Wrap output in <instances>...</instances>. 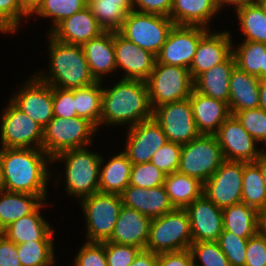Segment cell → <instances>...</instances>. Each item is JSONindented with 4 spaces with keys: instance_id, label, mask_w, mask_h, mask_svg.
<instances>
[{
    "instance_id": "obj_1",
    "label": "cell",
    "mask_w": 266,
    "mask_h": 266,
    "mask_svg": "<svg viewBox=\"0 0 266 266\" xmlns=\"http://www.w3.org/2000/svg\"><path fill=\"white\" fill-rule=\"evenodd\" d=\"M52 159L34 148H0L1 189L9 192L47 195Z\"/></svg>"
},
{
    "instance_id": "obj_2",
    "label": "cell",
    "mask_w": 266,
    "mask_h": 266,
    "mask_svg": "<svg viewBox=\"0 0 266 266\" xmlns=\"http://www.w3.org/2000/svg\"><path fill=\"white\" fill-rule=\"evenodd\" d=\"M152 117L146 81L121 78L113 87L103 88L100 127H131Z\"/></svg>"
},
{
    "instance_id": "obj_3",
    "label": "cell",
    "mask_w": 266,
    "mask_h": 266,
    "mask_svg": "<svg viewBox=\"0 0 266 266\" xmlns=\"http://www.w3.org/2000/svg\"><path fill=\"white\" fill-rule=\"evenodd\" d=\"M49 72L35 75L52 87L82 88L97 82L92 76L82 45L60 42L49 35Z\"/></svg>"
},
{
    "instance_id": "obj_4",
    "label": "cell",
    "mask_w": 266,
    "mask_h": 266,
    "mask_svg": "<svg viewBox=\"0 0 266 266\" xmlns=\"http://www.w3.org/2000/svg\"><path fill=\"white\" fill-rule=\"evenodd\" d=\"M65 163L66 191L70 196L82 198L99 192L101 155L87 147L71 149L57 154L52 162Z\"/></svg>"
},
{
    "instance_id": "obj_5",
    "label": "cell",
    "mask_w": 266,
    "mask_h": 266,
    "mask_svg": "<svg viewBox=\"0 0 266 266\" xmlns=\"http://www.w3.org/2000/svg\"><path fill=\"white\" fill-rule=\"evenodd\" d=\"M97 130L83 117H53L43 130L42 150L52 159L64 151L87 147Z\"/></svg>"
},
{
    "instance_id": "obj_6",
    "label": "cell",
    "mask_w": 266,
    "mask_h": 266,
    "mask_svg": "<svg viewBox=\"0 0 266 266\" xmlns=\"http://www.w3.org/2000/svg\"><path fill=\"white\" fill-rule=\"evenodd\" d=\"M192 242L190 219L186 209L174 208L151 220L145 250L157 254L178 252L189 249Z\"/></svg>"
},
{
    "instance_id": "obj_7",
    "label": "cell",
    "mask_w": 266,
    "mask_h": 266,
    "mask_svg": "<svg viewBox=\"0 0 266 266\" xmlns=\"http://www.w3.org/2000/svg\"><path fill=\"white\" fill-rule=\"evenodd\" d=\"M146 84L152 110L166 103L188 99L194 89L189 69L157 62Z\"/></svg>"
},
{
    "instance_id": "obj_8",
    "label": "cell",
    "mask_w": 266,
    "mask_h": 266,
    "mask_svg": "<svg viewBox=\"0 0 266 266\" xmlns=\"http://www.w3.org/2000/svg\"><path fill=\"white\" fill-rule=\"evenodd\" d=\"M86 221V242L107 241L114 230L123 205L118 194L94 193L79 201Z\"/></svg>"
},
{
    "instance_id": "obj_9",
    "label": "cell",
    "mask_w": 266,
    "mask_h": 266,
    "mask_svg": "<svg viewBox=\"0 0 266 266\" xmlns=\"http://www.w3.org/2000/svg\"><path fill=\"white\" fill-rule=\"evenodd\" d=\"M174 25L170 17L131 10L118 32L127 40L157 55Z\"/></svg>"
},
{
    "instance_id": "obj_10",
    "label": "cell",
    "mask_w": 266,
    "mask_h": 266,
    "mask_svg": "<svg viewBox=\"0 0 266 266\" xmlns=\"http://www.w3.org/2000/svg\"><path fill=\"white\" fill-rule=\"evenodd\" d=\"M224 157L215 135H200L183 144L178 172L205 183L220 167Z\"/></svg>"
},
{
    "instance_id": "obj_11",
    "label": "cell",
    "mask_w": 266,
    "mask_h": 266,
    "mask_svg": "<svg viewBox=\"0 0 266 266\" xmlns=\"http://www.w3.org/2000/svg\"><path fill=\"white\" fill-rule=\"evenodd\" d=\"M3 109L0 124V148L42 149L43 128L11 101Z\"/></svg>"
},
{
    "instance_id": "obj_12",
    "label": "cell",
    "mask_w": 266,
    "mask_h": 266,
    "mask_svg": "<svg viewBox=\"0 0 266 266\" xmlns=\"http://www.w3.org/2000/svg\"><path fill=\"white\" fill-rule=\"evenodd\" d=\"M243 171L244 162L224 160L204 183L203 194L220 209L242 202Z\"/></svg>"
},
{
    "instance_id": "obj_13",
    "label": "cell",
    "mask_w": 266,
    "mask_h": 266,
    "mask_svg": "<svg viewBox=\"0 0 266 266\" xmlns=\"http://www.w3.org/2000/svg\"><path fill=\"white\" fill-rule=\"evenodd\" d=\"M153 118L160 124L168 141L183 145L201 135L196 127L189 98L156 107Z\"/></svg>"
},
{
    "instance_id": "obj_14",
    "label": "cell",
    "mask_w": 266,
    "mask_h": 266,
    "mask_svg": "<svg viewBox=\"0 0 266 266\" xmlns=\"http://www.w3.org/2000/svg\"><path fill=\"white\" fill-rule=\"evenodd\" d=\"M209 30L199 26L174 25L156 55V62L189 69L200 39Z\"/></svg>"
},
{
    "instance_id": "obj_15",
    "label": "cell",
    "mask_w": 266,
    "mask_h": 266,
    "mask_svg": "<svg viewBox=\"0 0 266 266\" xmlns=\"http://www.w3.org/2000/svg\"><path fill=\"white\" fill-rule=\"evenodd\" d=\"M20 88L10 101L44 129L54 117L53 87L34 74Z\"/></svg>"
},
{
    "instance_id": "obj_16",
    "label": "cell",
    "mask_w": 266,
    "mask_h": 266,
    "mask_svg": "<svg viewBox=\"0 0 266 266\" xmlns=\"http://www.w3.org/2000/svg\"><path fill=\"white\" fill-rule=\"evenodd\" d=\"M127 128L123 151L132 165L150 162L152 156L168 142L163 129L153 117Z\"/></svg>"
},
{
    "instance_id": "obj_17",
    "label": "cell",
    "mask_w": 266,
    "mask_h": 266,
    "mask_svg": "<svg viewBox=\"0 0 266 266\" xmlns=\"http://www.w3.org/2000/svg\"><path fill=\"white\" fill-rule=\"evenodd\" d=\"M224 160L255 162L263 150L258 142L244 129L234 115H230L215 134Z\"/></svg>"
},
{
    "instance_id": "obj_18",
    "label": "cell",
    "mask_w": 266,
    "mask_h": 266,
    "mask_svg": "<svg viewBox=\"0 0 266 266\" xmlns=\"http://www.w3.org/2000/svg\"><path fill=\"white\" fill-rule=\"evenodd\" d=\"M116 68L123 69V79L146 81L156 63V55L114 32Z\"/></svg>"
},
{
    "instance_id": "obj_19",
    "label": "cell",
    "mask_w": 266,
    "mask_h": 266,
    "mask_svg": "<svg viewBox=\"0 0 266 266\" xmlns=\"http://www.w3.org/2000/svg\"><path fill=\"white\" fill-rule=\"evenodd\" d=\"M193 242L218 241L223 231V213L204 194L186 208Z\"/></svg>"
},
{
    "instance_id": "obj_20",
    "label": "cell",
    "mask_w": 266,
    "mask_h": 266,
    "mask_svg": "<svg viewBox=\"0 0 266 266\" xmlns=\"http://www.w3.org/2000/svg\"><path fill=\"white\" fill-rule=\"evenodd\" d=\"M229 32H210L200 39L190 65V74L195 81L202 73L224 62L231 54L234 44ZM233 46V47H232Z\"/></svg>"
},
{
    "instance_id": "obj_21",
    "label": "cell",
    "mask_w": 266,
    "mask_h": 266,
    "mask_svg": "<svg viewBox=\"0 0 266 266\" xmlns=\"http://www.w3.org/2000/svg\"><path fill=\"white\" fill-rule=\"evenodd\" d=\"M151 218L137 210L122 205L111 237L107 240L121 245L146 249Z\"/></svg>"
},
{
    "instance_id": "obj_22",
    "label": "cell",
    "mask_w": 266,
    "mask_h": 266,
    "mask_svg": "<svg viewBox=\"0 0 266 266\" xmlns=\"http://www.w3.org/2000/svg\"><path fill=\"white\" fill-rule=\"evenodd\" d=\"M103 32L104 29L98 24L96 17L87 6L63 19L49 32V35L63 43L83 45Z\"/></svg>"
},
{
    "instance_id": "obj_23",
    "label": "cell",
    "mask_w": 266,
    "mask_h": 266,
    "mask_svg": "<svg viewBox=\"0 0 266 266\" xmlns=\"http://www.w3.org/2000/svg\"><path fill=\"white\" fill-rule=\"evenodd\" d=\"M120 196L123 205L133 208L151 219L160 217L174 209L163 185L146 189L128 185Z\"/></svg>"
},
{
    "instance_id": "obj_24",
    "label": "cell",
    "mask_w": 266,
    "mask_h": 266,
    "mask_svg": "<svg viewBox=\"0 0 266 266\" xmlns=\"http://www.w3.org/2000/svg\"><path fill=\"white\" fill-rule=\"evenodd\" d=\"M196 127L201 135H215L231 115L228 103L205 96L193 89L190 97Z\"/></svg>"
},
{
    "instance_id": "obj_25",
    "label": "cell",
    "mask_w": 266,
    "mask_h": 266,
    "mask_svg": "<svg viewBox=\"0 0 266 266\" xmlns=\"http://www.w3.org/2000/svg\"><path fill=\"white\" fill-rule=\"evenodd\" d=\"M90 72L96 81H103V76L115 72L114 32L104 31L82 45Z\"/></svg>"
},
{
    "instance_id": "obj_26",
    "label": "cell",
    "mask_w": 266,
    "mask_h": 266,
    "mask_svg": "<svg viewBox=\"0 0 266 266\" xmlns=\"http://www.w3.org/2000/svg\"><path fill=\"white\" fill-rule=\"evenodd\" d=\"M44 204L45 201L31 214L12 222L1 233L17 245L32 241H53L54 229L39 212Z\"/></svg>"
},
{
    "instance_id": "obj_27",
    "label": "cell",
    "mask_w": 266,
    "mask_h": 266,
    "mask_svg": "<svg viewBox=\"0 0 266 266\" xmlns=\"http://www.w3.org/2000/svg\"><path fill=\"white\" fill-rule=\"evenodd\" d=\"M218 12L215 0H173L169 17L175 25L210 29L207 25Z\"/></svg>"
},
{
    "instance_id": "obj_28",
    "label": "cell",
    "mask_w": 266,
    "mask_h": 266,
    "mask_svg": "<svg viewBox=\"0 0 266 266\" xmlns=\"http://www.w3.org/2000/svg\"><path fill=\"white\" fill-rule=\"evenodd\" d=\"M228 106L231 115L237 111L259 107V78L237 66L231 72Z\"/></svg>"
},
{
    "instance_id": "obj_29",
    "label": "cell",
    "mask_w": 266,
    "mask_h": 266,
    "mask_svg": "<svg viewBox=\"0 0 266 266\" xmlns=\"http://www.w3.org/2000/svg\"><path fill=\"white\" fill-rule=\"evenodd\" d=\"M235 66V58L231 54L224 62L202 73L194 81V89L205 96L228 103L230 76Z\"/></svg>"
},
{
    "instance_id": "obj_30",
    "label": "cell",
    "mask_w": 266,
    "mask_h": 266,
    "mask_svg": "<svg viewBox=\"0 0 266 266\" xmlns=\"http://www.w3.org/2000/svg\"><path fill=\"white\" fill-rule=\"evenodd\" d=\"M104 161L101 156L99 192L120 195L129 185L132 163L124 151Z\"/></svg>"
},
{
    "instance_id": "obj_31",
    "label": "cell",
    "mask_w": 266,
    "mask_h": 266,
    "mask_svg": "<svg viewBox=\"0 0 266 266\" xmlns=\"http://www.w3.org/2000/svg\"><path fill=\"white\" fill-rule=\"evenodd\" d=\"M47 197L0 189V232L12 222L31 214Z\"/></svg>"
},
{
    "instance_id": "obj_32",
    "label": "cell",
    "mask_w": 266,
    "mask_h": 266,
    "mask_svg": "<svg viewBox=\"0 0 266 266\" xmlns=\"http://www.w3.org/2000/svg\"><path fill=\"white\" fill-rule=\"evenodd\" d=\"M223 230L249 239L259 232L260 213L247 204L240 202L222 209Z\"/></svg>"
},
{
    "instance_id": "obj_33",
    "label": "cell",
    "mask_w": 266,
    "mask_h": 266,
    "mask_svg": "<svg viewBox=\"0 0 266 266\" xmlns=\"http://www.w3.org/2000/svg\"><path fill=\"white\" fill-rule=\"evenodd\" d=\"M163 186L174 208H186L203 195L204 183L177 171L165 176Z\"/></svg>"
},
{
    "instance_id": "obj_34",
    "label": "cell",
    "mask_w": 266,
    "mask_h": 266,
    "mask_svg": "<svg viewBox=\"0 0 266 266\" xmlns=\"http://www.w3.org/2000/svg\"><path fill=\"white\" fill-rule=\"evenodd\" d=\"M103 82L75 89V110L78 117L92 122L98 129L102 112Z\"/></svg>"
},
{
    "instance_id": "obj_35",
    "label": "cell",
    "mask_w": 266,
    "mask_h": 266,
    "mask_svg": "<svg viewBox=\"0 0 266 266\" xmlns=\"http://www.w3.org/2000/svg\"><path fill=\"white\" fill-rule=\"evenodd\" d=\"M259 166L255 162H244L242 202L259 213L266 208V187Z\"/></svg>"
},
{
    "instance_id": "obj_36",
    "label": "cell",
    "mask_w": 266,
    "mask_h": 266,
    "mask_svg": "<svg viewBox=\"0 0 266 266\" xmlns=\"http://www.w3.org/2000/svg\"><path fill=\"white\" fill-rule=\"evenodd\" d=\"M244 40L266 44V17L258 3L235 10Z\"/></svg>"
},
{
    "instance_id": "obj_37",
    "label": "cell",
    "mask_w": 266,
    "mask_h": 266,
    "mask_svg": "<svg viewBox=\"0 0 266 266\" xmlns=\"http://www.w3.org/2000/svg\"><path fill=\"white\" fill-rule=\"evenodd\" d=\"M87 6L104 31L118 32L129 12L119 1L88 0Z\"/></svg>"
},
{
    "instance_id": "obj_38",
    "label": "cell",
    "mask_w": 266,
    "mask_h": 266,
    "mask_svg": "<svg viewBox=\"0 0 266 266\" xmlns=\"http://www.w3.org/2000/svg\"><path fill=\"white\" fill-rule=\"evenodd\" d=\"M266 44L246 41L232 48L236 66L247 73L261 78V68H264V52Z\"/></svg>"
},
{
    "instance_id": "obj_39",
    "label": "cell",
    "mask_w": 266,
    "mask_h": 266,
    "mask_svg": "<svg viewBox=\"0 0 266 266\" xmlns=\"http://www.w3.org/2000/svg\"><path fill=\"white\" fill-rule=\"evenodd\" d=\"M22 266L54 265V241H32L17 245Z\"/></svg>"
},
{
    "instance_id": "obj_40",
    "label": "cell",
    "mask_w": 266,
    "mask_h": 266,
    "mask_svg": "<svg viewBox=\"0 0 266 266\" xmlns=\"http://www.w3.org/2000/svg\"><path fill=\"white\" fill-rule=\"evenodd\" d=\"M87 4L88 0H43L42 5L34 15L52 19L50 32L63 19L83 10Z\"/></svg>"
},
{
    "instance_id": "obj_41",
    "label": "cell",
    "mask_w": 266,
    "mask_h": 266,
    "mask_svg": "<svg viewBox=\"0 0 266 266\" xmlns=\"http://www.w3.org/2000/svg\"><path fill=\"white\" fill-rule=\"evenodd\" d=\"M193 266H231L218 241L192 242L189 248ZM200 261V264L196 261Z\"/></svg>"
},
{
    "instance_id": "obj_42",
    "label": "cell",
    "mask_w": 266,
    "mask_h": 266,
    "mask_svg": "<svg viewBox=\"0 0 266 266\" xmlns=\"http://www.w3.org/2000/svg\"><path fill=\"white\" fill-rule=\"evenodd\" d=\"M234 116L244 129L259 143H266V111L251 108L237 111Z\"/></svg>"
},
{
    "instance_id": "obj_43",
    "label": "cell",
    "mask_w": 266,
    "mask_h": 266,
    "mask_svg": "<svg viewBox=\"0 0 266 266\" xmlns=\"http://www.w3.org/2000/svg\"><path fill=\"white\" fill-rule=\"evenodd\" d=\"M248 239L223 230L218 239L221 251L225 254L231 266H245L246 247Z\"/></svg>"
},
{
    "instance_id": "obj_44",
    "label": "cell",
    "mask_w": 266,
    "mask_h": 266,
    "mask_svg": "<svg viewBox=\"0 0 266 266\" xmlns=\"http://www.w3.org/2000/svg\"><path fill=\"white\" fill-rule=\"evenodd\" d=\"M165 174L151 162L134 164L131 168L129 185L142 188L161 186L165 181Z\"/></svg>"
},
{
    "instance_id": "obj_45",
    "label": "cell",
    "mask_w": 266,
    "mask_h": 266,
    "mask_svg": "<svg viewBox=\"0 0 266 266\" xmlns=\"http://www.w3.org/2000/svg\"><path fill=\"white\" fill-rule=\"evenodd\" d=\"M182 145L168 141L151 158V163L165 175L177 172L180 165Z\"/></svg>"
},
{
    "instance_id": "obj_46",
    "label": "cell",
    "mask_w": 266,
    "mask_h": 266,
    "mask_svg": "<svg viewBox=\"0 0 266 266\" xmlns=\"http://www.w3.org/2000/svg\"><path fill=\"white\" fill-rule=\"evenodd\" d=\"M25 17L20 0H0V33H16Z\"/></svg>"
},
{
    "instance_id": "obj_47",
    "label": "cell",
    "mask_w": 266,
    "mask_h": 266,
    "mask_svg": "<svg viewBox=\"0 0 266 266\" xmlns=\"http://www.w3.org/2000/svg\"><path fill=\"white\" fill-rule=\"evenodd\" d=\"M73 266H108L105 253V241L84 242L76 253Z\"/></svg>"
},
{
    "instance_id": "obj_48",
    "label": "cell",
    "mask_w": 266,
    "mask_h": 266,
    "mask_svg": "<svg viewBox=\"0 0 266 266\" xmlns=\"http://www.w3.org/2000/svg\"><path fill=\"white\" fill-rule=\"evenodd\" d=\"M140 248L105 241V253L108 266H130Z\"/></svg>"
},
{
    "instance_id": "obj_49",
    "label": "cell",
    "mask_w": 266,
    "mask_h": 266,
    "mask_svg": "<svg viewBox=\"0 0 266 266\" xmlns=\"http://www.w3.org/2000/svg\"><path fill=\"white\" fill-rule=\"evenodd\" d=\"M53 115L54 117H76L75 89H61L53 87Z\"/></svg>"
},
{
    "instance_id": "obj_50",
    "label": "cell",
    "mask_w": 266,
    "mask_h": 266,
    "mask_svg": "<svg viewBox=\"0 0 266 266\" xmlns=\"http://www.w3.org/2000/svg\"><path fill=\"white\" fill-rule=\"evenodd\" d=\"M245 259V266H266V237L260 231L248 239Z\"/></svg>"
},
{
    "instance_id": "obj_51",
    "label": "cell",
    "mask_w": 266,
    "mask_h": 266,
    "mask_svg": "<svg viewBox=\"0 0 266 266\" xmlns=\"http://www.w3.org/2000/svg\"><path fill=\"white\" fill-rule=\"evenodd\" d=\"M173 0H132V10L169 17Z\"/></svg>"
},
{
    "instance_id": "obj_52",
    "label": "cell",
    "mask_w": 266,
    "mask_h": 266,
    "mask_svg": "<svg viewBox=\"0 0 266 266\" xmlns=\"http://www.w3.org/2000/svg\"><path fill=\"white\" fill-rule=\"evenodd\" d=\"M157 261L158 266H193V258L189 249L158 253Z\"/></svg>"
},
{
    "instance_id": "obj_53",
    "label": "cell",
    "mask_w": 266,
    "mask_h": 266,
    "mask_svg": "<svg viewBox=\"0 0 266 266\" xmlns=\"http://www.w3.org/2000/svg\"><path fill=\"white\" fill-rule=\"evenodd\" d=\"M0 266H22L17 253V244L0 232Z\"/></svg>"
},
{
    "instance_id": "obj_54",
    "label": "cell",
    "mask_w": 266,
    "mask_h": 266,
    "mask_svg": "<svg viewBox=\"0 0 266 266\" xmlns=\"http://www.w3.org/2000/svg\"><path fill=\"white\" fill-rule=\"evenodd\" d=\"M130 266H158L157 253L141 250Z\"/></svg>"
},
{
    "instance_id": "obj_55",
    "label": "cell",
    "mask_w": 266,
    "mask_h": 266,
    "mask_svg": "<svg viewBox=\"0 0 266 266\" xmlns=\"http://www.w3.org/2000/svg\"><path fill=\"white\" fill-rule=\"evenodd\" d=\"M43 0H20L22 11L30 17L42 5Z\"/></svg>"
},
{
    "instance_id": "obj_56",
    "label": "cell",
    "mask_w": 266,
    "mask_h": 266,
    "mask_svg": "<svg viewBox=\"0 0 266 266\" xmlns=\"http://www.w3.org/2000/svg\"><path fill=\"white\" fill-rule=\"evenodd\" d=\"M217 7L219 9V11L222 9V7H224L225 5L227 6L232 5L233 7H235L234 9L237 10L240 7L252 4V0H215Z\"/></svg>"
},
{
    "instance_id": "obj_57",
    "label": "cell",
    "mask_w": 266,
    "mask_h": 266,
    "mask_svg": "<svg viewBox=\"0 0 266 266\" xmlns=\"http://www.w3.org/2000/svg\"><path fill=\"white\" fill-rule=\"evenodd\" d=\"M259 108L266 111V77L259 79Z\"/></svg>"
},
{
    "instance_id": "obj_58",
    "label": "cell",
    "mask_w": 266,
    "mask_h": 266,
    "mask_svg": "<svg viewBox=\"0 0 266 266\" xmlns=\"http://www.w3.org/2000/svg\"><path fill=\"white\" fill-rule=\"evenodd\" d=\"M255 163L259 166L262 179L264 180L263 182L266 187V151L265 150L260 154V156L255 161Z\"/></svg>"
},
{
    "instance_id": "obj_59",
    "label": "cell",
    "mask_w": 266,
    "mask_h": 266,
    "mask_svg": "<svg viewBox=\"0 0 266 266\" xmlns=\"http://www.w3.org/2000/svg\"><path fill=\"white\" fill-rule=\"evenodd\" d=\"M259 231L266 237V208L260 212Z\"/></svg>"
},
{
    "instance_id": "obj_60",
    "label": "cell",
    "mask_w": 266,
    "mask_h": 266,
    "mask_svg": "<svg viewBox=\"0 0 266 266\" xmlns=\"http://www.w3.org/2000/svg\"><path fill=\"white\" fill-rule=\"evenodd\" d=\"M119 1L128 11L132 10V0H110Z\"/></svg>"
},
{
    "instance_id": "obj_61",
    "label": "cell",
    "mask_w": 266,
    "mask_h": 266,
    "mask_svg": "<svg viewBox=\"0 0 266 266\" xmlns=\"http://www.w3.org/2000/svg\"><path fill=\"white\" fill-rule=\"evenodd\" d=\"M266 77V51L264 52V68H261V78Z\"/></svg>"
},
{
    "instance_id": "obj_62",
    "label": "cell",
    "mask_w": 266,
    "mask_h": 266,
    "mask_svg": "<svg viewBox=\"0 0 266 266\" xmlns=\"http://www.w3.org/2000/svg\"><path fill=\"white\" fill-rule=\"evenodd\" d=\"M258 4L261 6V8H262V10H263V12L265 14V17H266V0L262 1V2H259Z\"/></svg>"
},
{
    "instance_id": "obj_63",
    "label": "cell",
    "mask_w": 266,
    "mask_h": 266,
    "mask_svg": "<svg viewBox=\"0 0 266 266\" xmlns=\"http://www.w3.org/2000/svg\"><path fill=\"white\" fill-rule=\"evenodd\" d=\"M262 1H265V0H252L253 3H259V2H262Z\"/></svg>"
},
{
    "instance_id": "obj_64",
    "label": "cell",
    "mask_w": 266,
    "mask_h": 266,
    "mask_svg": "<svg viewBox=\"0 0 266 266\" xmlns=\"http://www.w3.org/2000/svg\"><path fill=\"white\" fill-rule=\"evenodd\" d=\"M0 189H1V169H0Z\"/></svg>"
}]
</instances>
